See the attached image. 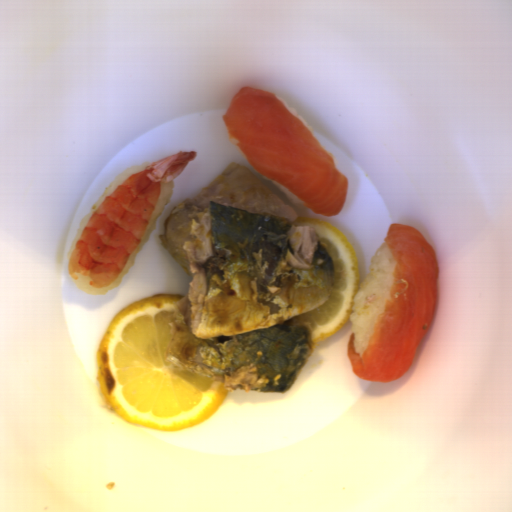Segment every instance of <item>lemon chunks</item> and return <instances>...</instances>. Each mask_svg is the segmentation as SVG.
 <instances>
[{
  "label": "lemon chunks",
  "instance_id": "e0be4373",
  "mask_svg": "<svg viewBox=\"0 0 512 512\" xmlns=\"http://www.w3.org/2000/svg\"><path fill=\"white\" fill-rule=\"evenodd\" d=\"M182 297L159 294L128 303L114 315L95 354L106 403L132 426L161 432L192 428L214 415L232 389L165 358L174 303Z\"/></svg>",
  "mask_w": 512,
  "mask_h": 512
},
{
  "label": "lemon chunks",
  "instance_id": "ac8584b7",
  "mask_svg": "<svg viewBox=\"0 0 512 512\" xmlns=\"http://www.w3.org/2000/svg\"><path fill=\"white\" fill-rule=\"evenodd\" d=\"M297 222L312 229L334 266L335 280L328 298L302 318L310 328L314 345L351 322L354 299L362 282L355 249L341 229L320 217L299 215Z\"/></svg>",
  "mask_w": 512,
  "mask_h": 512
}]
</instances>
